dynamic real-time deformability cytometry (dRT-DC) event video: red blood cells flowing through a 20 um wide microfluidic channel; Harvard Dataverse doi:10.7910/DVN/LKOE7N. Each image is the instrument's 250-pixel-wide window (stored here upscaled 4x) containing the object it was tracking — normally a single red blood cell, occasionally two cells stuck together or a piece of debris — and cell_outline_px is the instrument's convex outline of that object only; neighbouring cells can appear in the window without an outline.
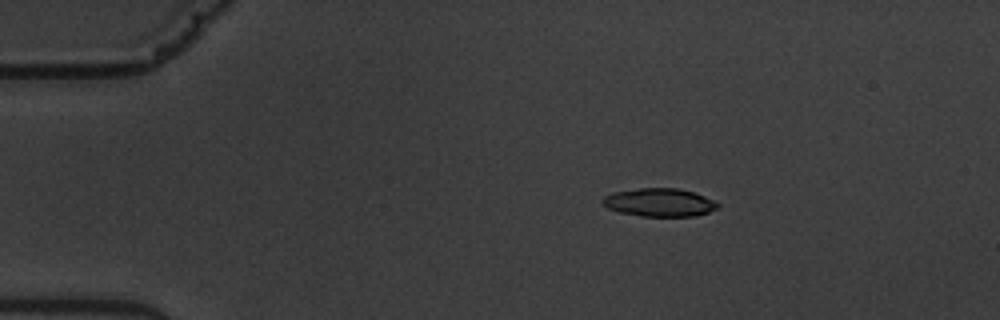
{"species": "common noctule bat (a hibernating species)", "species_latin": "Nyctalus noctula", "temperature_condition": "warm", "stored_images_in_passage": 3, "camera_frame_rate_fps": 3000, "um_per_image_px": 0.085, "animal": {"sex": "male", "body_mass_g": 19.5, "forearm_length_mm": 54.6}, "frame": {"image": 1, "passage_image": 1, "time_ms": 0.0, "image_size_px": [1000, 320], "cell_outline_px": [[720, 208], [708, 212], [692, 216], [640, 216], [620, 212], [608, 208], [600, 200], [604, 196], [612, 192], [640, 188], [676, 188], [692, 192], [716, 200], [720, 204]], "centroid_in_image_um": [56.06, 17.2], "position_along_channel_um": 28.9, "area_um2": 18.96}}